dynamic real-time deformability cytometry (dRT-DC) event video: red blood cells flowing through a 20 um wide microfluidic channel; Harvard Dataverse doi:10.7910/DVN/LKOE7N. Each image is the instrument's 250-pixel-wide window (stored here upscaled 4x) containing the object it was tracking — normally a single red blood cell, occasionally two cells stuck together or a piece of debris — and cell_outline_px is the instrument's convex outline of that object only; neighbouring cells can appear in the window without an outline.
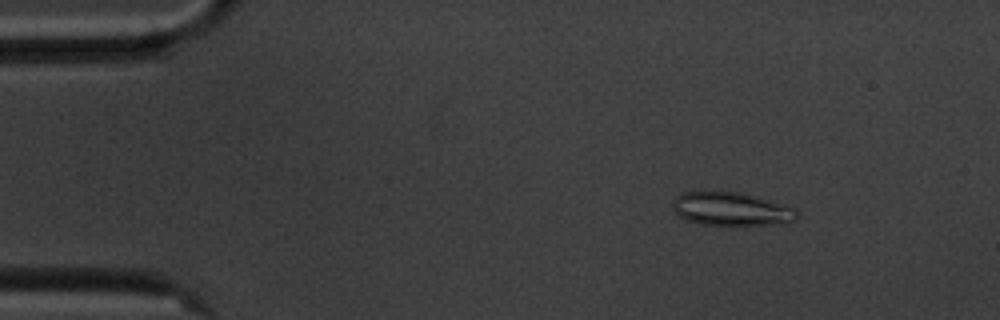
{"species": "common noctule bat (a hibernating species)", "species_latin": "Nyctalus noctula", "temperature_condition": "cold", "stored_images_in_passage": 57, "camera_frame_rate_fps": 3000, "um_per_image_px": 0.085, "animal": {"sex": "male", "body_mass_g": 20.1, "forearm_length_mm": 53.5}, "frame": {"image": 1, "passage_image": 8, "time_ms": 2.333, "image_size_px": [1000, 320], "cell_outline_px": [[796, 216], [788, 224], [704, 224], [688, 220], [680, 216], [672, 208], [672, 204], [684, 192], [740, 192], [756, 196], [792, 208], [796, 212]], "centroid_in_image_um": [62.15, 17.76], "position_along_channel_um": 22.8, "area_um2": 23.29}}
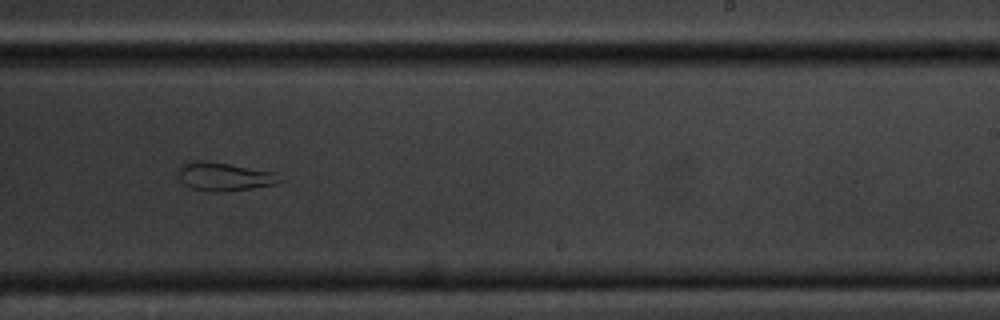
{"frame": {"image": 2, "passage_image": 35, "time_ms": 11.333, "image_size_px": [1000, 320], "cell_outline_px": [[288, 180], [276, 184], [252, 188], [224, 192], [212, 192], [192, 188], [184, 184], [180, 180], [180, 164], [188, 160], [208, 160], [276, 172]], "centroid_in_image_um": [19.13, 15.0], "position_along_channel_um": 269.9, "area_um2": 17.28}}
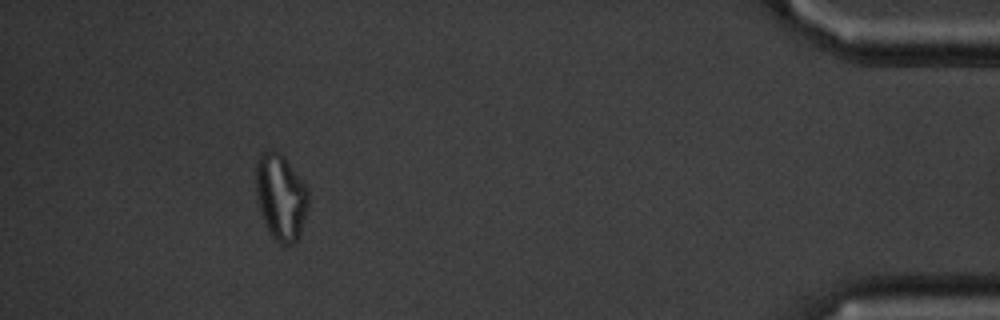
{"frame": {"image": 3, "passage_image": 52, "time_ms": 17.0, "image_size_px": [1000, 320], "cell_outline_px": [[308, 208], [300, 232], [296, 240], [292, 244], [284, 248], [268, 232], [260, 212], [256, 196], [256, 164], [260, 152], [280, 152], [284, 156], [304, 184], [308, 192]], "centroid_in_image_um": [23.85, 16.78], "position_along_channel_um": 411.4, "area_um2": 26.24}, "authors_computed_cell_mechanics": {"area_um2": 23.3512, "velocity_mm_per_s": 3.5397, "shape_relaxation_time_tau1_ms": null, "shape_relaxation_time_tau2_ms": 1.5543, "deformation_change_tau1": null, "deformation_change_tau2": 0.0698}}